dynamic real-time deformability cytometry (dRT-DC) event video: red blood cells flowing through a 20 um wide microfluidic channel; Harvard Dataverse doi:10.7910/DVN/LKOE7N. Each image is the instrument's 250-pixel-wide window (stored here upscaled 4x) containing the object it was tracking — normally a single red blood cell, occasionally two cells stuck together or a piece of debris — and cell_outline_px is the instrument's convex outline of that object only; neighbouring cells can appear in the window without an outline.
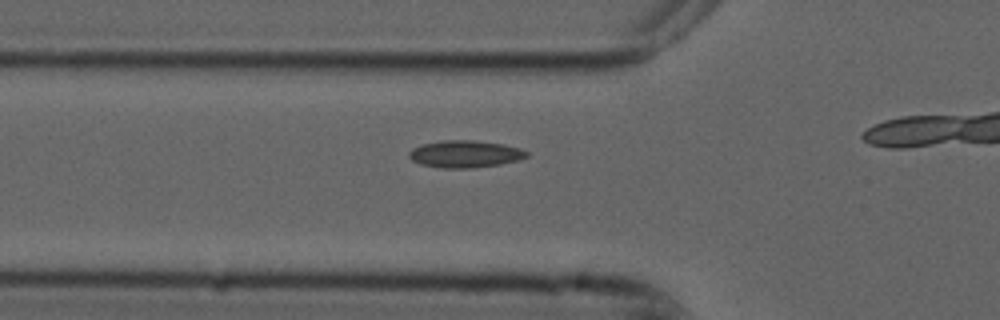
{"species": "common noctule bat (a hibernating species)", "species_latin": "Nyctalus noctula", "temperature_condition": "cold", "stored_images_in_passage": 17, "camera_frame_rate_fps": 3000, "um_per_image_px": 0.085, "animal": {"sex": "male", "forearm_length_mm": 52.5}, "frame": {"image": 1, "passage_image": 12, "time_ms": 3.667, "image_size_px": [1000, 320], "cell_outline_px": [[528, 156], [520, 160], [500, 164], [472, 168], [440, 168], [420, 164], [412, 160], [408, 156], [408, 152], [412, 148], [420, 144], [444, 140], [472, 140], [504, 144], [520, 148], [528, 152]], "centroid_in_image_um": [39.51, 13.09], "position_along_channel_um": 86.3, "area_um2": 18.79}}
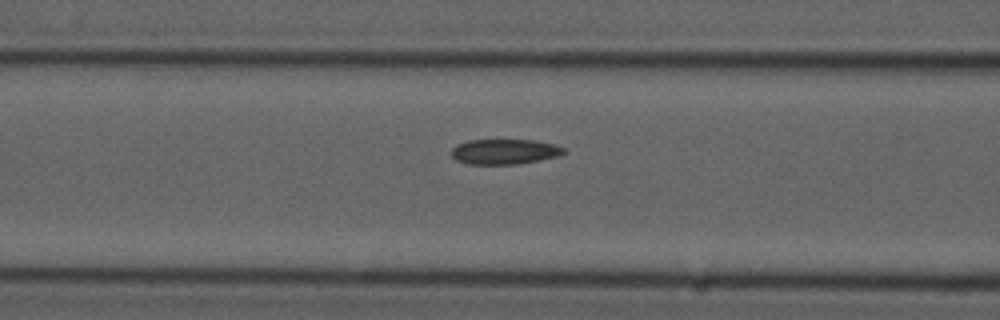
{"frame": {"image": 2, "passage_image": 15, "time_ms": 4.667, "image_size_px": [1000, 320], "cell_outline_px": [[564, 152], [560, 156], [520, 164], [468, 164], [456, 160], [452, 156], [452, 148], [456, 144], [468, 140], [532, 140], [552, 144], [564, 148]], "centroid_in_image_um": [42.86, 12.89], "position_along_channel_um": 123.7, "area_um2": 16.47}}